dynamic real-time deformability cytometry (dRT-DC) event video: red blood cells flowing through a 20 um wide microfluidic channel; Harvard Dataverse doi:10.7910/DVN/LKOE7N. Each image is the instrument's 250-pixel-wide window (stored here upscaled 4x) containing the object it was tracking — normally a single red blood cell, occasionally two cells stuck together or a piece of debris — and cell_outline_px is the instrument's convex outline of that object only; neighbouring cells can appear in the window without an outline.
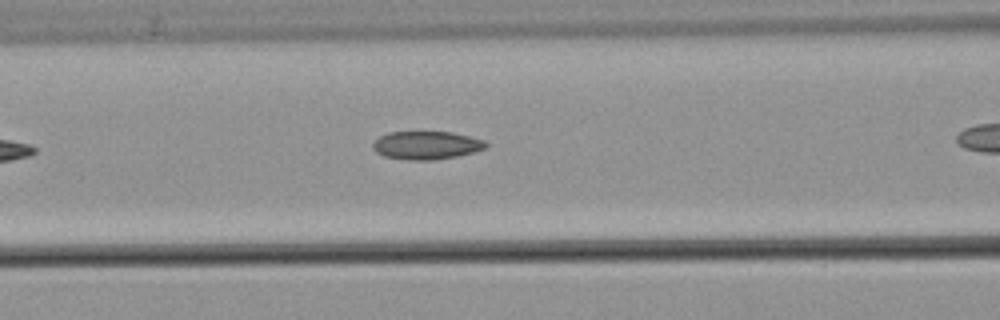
{"species": "common noctule bat (a hibernating species)", "species_latin": "Nyctalus noctula", "temperature_condition": "warm", "stored_images_in_passage": 5, "camera_frame_rate_fps": 3000, "um_per_image_px": 0.085, "animal": {"sex": "male", "body_mass_g": 21.5, "forearm_length_mm": 52.0}, "frame": {"image": 1, "passage_image": 3, "time_ms": 2.333, "image_size_px": [1000, 320], "cell_outline_px": [[488, 144], [484, 148], [472, 152], [456, 156], [436, 160], [408, 160], [384, 156], [376, 152], [372, 148], [372, 144], [380, 136], [388, 132], [452, 132], [484, 140]], "centroid_in_image_um": [36.21, 12.35], "position_along_channel_um": 130.4, "area_um2": 18.44}}